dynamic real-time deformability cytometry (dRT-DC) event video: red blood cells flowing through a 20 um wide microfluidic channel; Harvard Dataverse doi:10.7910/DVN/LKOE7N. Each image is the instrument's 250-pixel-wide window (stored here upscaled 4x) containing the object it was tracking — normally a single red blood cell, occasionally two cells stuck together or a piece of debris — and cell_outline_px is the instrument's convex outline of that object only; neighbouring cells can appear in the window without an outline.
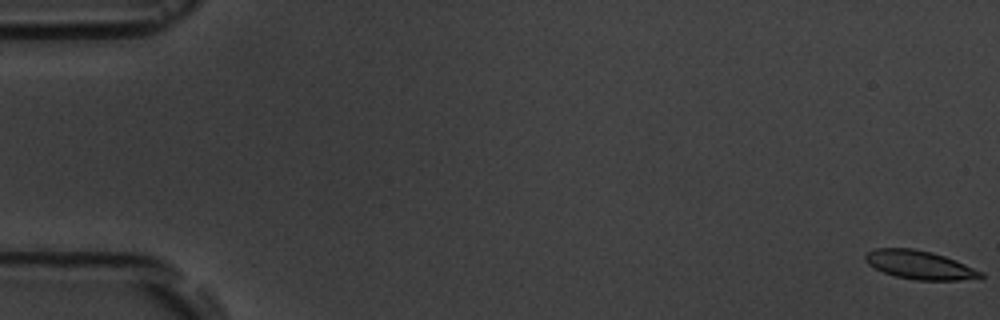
{"species": "common noctule bat (a hibernating species)", "species_latin": "Nyctalus noctula", "temperature_condition": "room temperature", "stored_images_in_passage": 6, "camera_frame_rate_fps": 3000, "um_per_image_px": 0.085, "animal": {"sex": "male", "body_mass_g": 19.5, "forearm_length_mm": 54.6}, "frame": {"image": 1, "passage_image": 1, "time_ms": 0.0, "image_size_px": [1000, 320], "cell_outline_px": [[984, 276], [960, 280], [916, 280], [896, 276], [884, 272], [868, 264], [864, 260], [864, 256], [868, 252], [876, 248], [912, 248], [932, 252], [956, 260], [984, 272]], "centroid_in_image_um": [78.17, 22.51], "position_along_channel_um": 6.8, "area_um2": 19.07}}
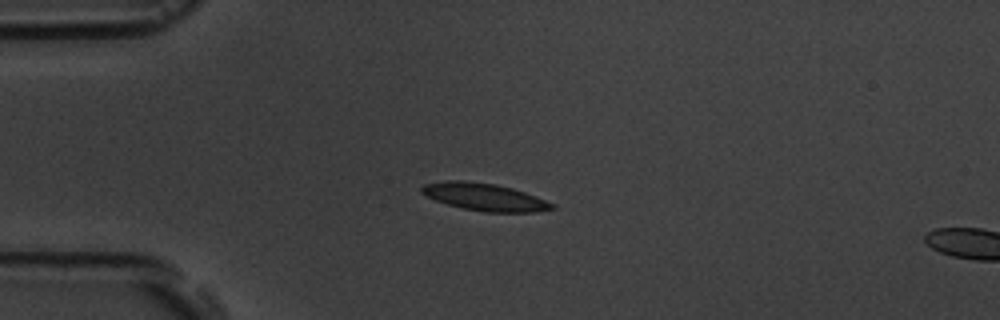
{"frame": {"image": 2, "passage_image": 5, "time_ms": 4.667, "image_size_px": [1000, 320], "cell_outline_px": [[556, 208], [536, 212], [484, 212], [464, 208], [448, 204], [436, 200], [420, 192], [420, 188], [424, 184], [444, 180], [464, 180], [496, 184], [512, 188], [524, 192], [556, 204]], "centroid_in_image_um": [41.19, 16.73], "position_along_channel_um": 43.8, "area_um2": 20.81}}